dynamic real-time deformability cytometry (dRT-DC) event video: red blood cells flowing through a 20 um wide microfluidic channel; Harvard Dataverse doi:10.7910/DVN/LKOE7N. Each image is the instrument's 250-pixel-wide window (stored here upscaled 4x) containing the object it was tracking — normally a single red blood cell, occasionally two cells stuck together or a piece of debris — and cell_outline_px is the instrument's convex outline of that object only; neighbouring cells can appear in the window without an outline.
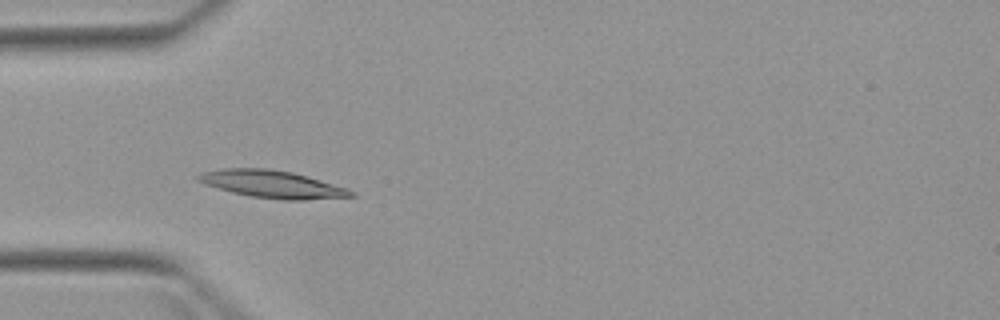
{"species": "Egyptian fruit bat (a non-hibernating species)", "species_latin": "Rousettus aegyptiacus", "temperature_condition": "warm", "stored_images_in_passage": 4, "camera_frame_rate_fps": 3000, "um_per_image_px": 0.085, "animal": {"sex": "female"}, "frame": {"image": 1, "passage_image": 3, "time_ms": 2.333, "image_size_px": [1000, 320], "cell_outline_px": [[356, 196], [304, 200], [280, 200], [248, 196], [232, 192], [204, 184], [196, 180], [196, 176], [204, 172], [224, 168], [268, 168], [292, 172], [308, 176], [348, 188], [356, 192]], "centroid_in_image_um": [23.17, 15.66], "position_along_channel_um": 61.8, "area_um2": 24.62}}
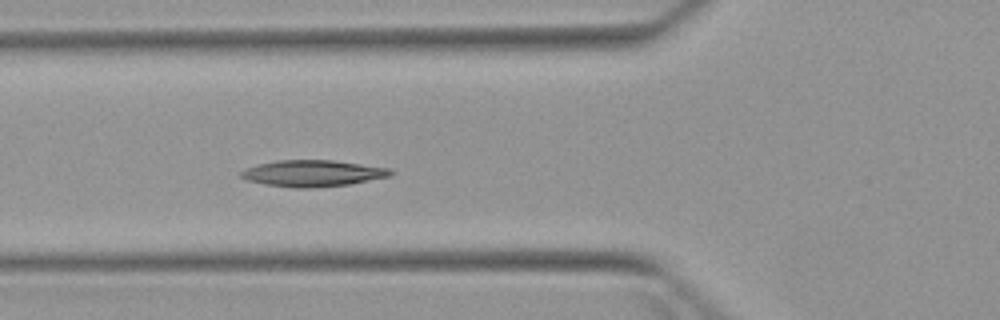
{"frame": {"image": 2, "passage_image": 4, "time_ms": 3.333, "image_size_px": [1000, 320], "cell_outline_px": [[396, 172], [392, 176], [348, 184], [308, 188], [296, 188], [264, 184], [248, 180], [240, 176], [240, 172], [248, 168], [260, 164], [276, 160], [332, 160], [392, 168]], "centroid_in_image_um": [26.65, 14.73], "position_along_channel_um": 99.1, "area_um2": 22.95}}